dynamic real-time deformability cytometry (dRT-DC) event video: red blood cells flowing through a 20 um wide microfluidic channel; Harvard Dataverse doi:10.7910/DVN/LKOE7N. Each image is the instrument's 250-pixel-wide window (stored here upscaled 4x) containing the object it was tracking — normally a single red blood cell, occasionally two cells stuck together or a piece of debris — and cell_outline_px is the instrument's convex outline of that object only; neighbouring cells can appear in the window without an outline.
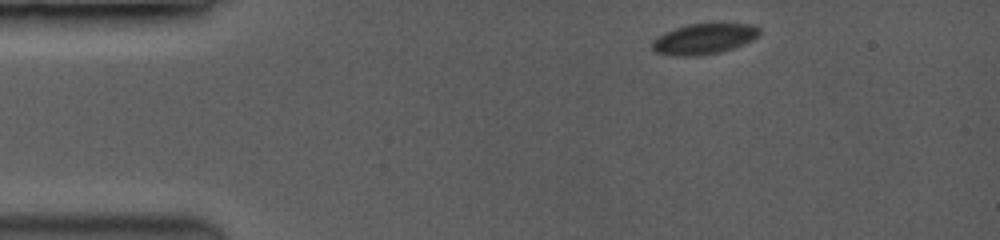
{"species": "common noctule bat (a hibernating species)", "species_latin": "Nyctalus noctula", "temperature_condition": "room temperature", "stored_images_in_passage": 5, "camera_frame_rate_fps": 3500, "um_per_image_px": 0.085, "animal": {"sex": "female", "body_mass_g": 19.0, "forearm_length_mm": 53.3}, "frame": {"image": 1, "passage_image": 1, "time_ms": 0.0, "image_size_px": [1000, 240], "cell_outline_px": [[760, 32], [756, 36], [740, 44], [716, 52], [688, 56], [656, 52], [652, 48], [652, 44], [660, 36], [676, 28], [692, 24], [748, 24], [760, 28]], "centroid_in_image_um": [59.83, 3.28], "position_along_channel_um": 25.2, "area_um2": 17.8}}
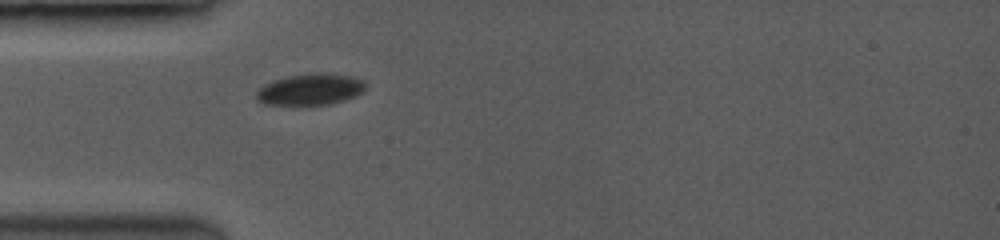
{"frame": {"image": 2, "passage_image": 4, "time_ms": 2.571, "image_size_px": [1000, 240], "cell_outline_px": [[364, 88], [360, 92], [344, 100], [328, 104], [264, 104], [256, 96], [256, 92], [260, 88], [276, 80], [288, 76], [348, 76], [360, 80], [364, 84]], "centroid_in_image_um": [26.32, 7.65], "position_along_channel_um": 58.7, "area_um2": 18.21}}